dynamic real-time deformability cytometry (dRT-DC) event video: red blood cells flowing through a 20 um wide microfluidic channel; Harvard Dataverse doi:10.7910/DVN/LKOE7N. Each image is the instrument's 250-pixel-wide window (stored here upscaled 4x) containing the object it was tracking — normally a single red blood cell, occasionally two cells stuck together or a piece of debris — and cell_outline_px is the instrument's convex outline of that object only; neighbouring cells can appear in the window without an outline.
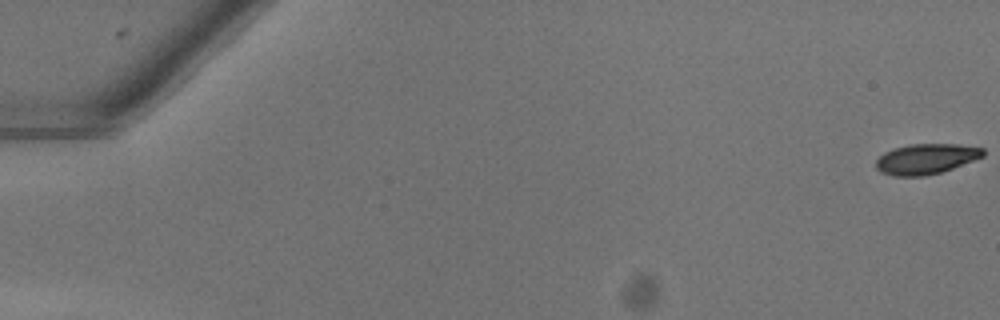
{"species": "common noctule bat (a hibernating species)", "species_latin": "Nyctalus noctula", "temperature_condition": "warm", "stored_images_in_passage": 9, "camera_frame_rate_fps": 3000, "um_per_image_px": 0.085, "animal": {"sex": "female"}, "frame": {"image": 1, "passage_image": 1, "time_ms": 0.0, "image_size_px": [1000, 320], "cell_outline_px": [[984, 156], [952, 168], [940, 172], [924, 176], [892, 176], [880, 172], [876, 168], [876, 160], [884, 152], [896, 148], [912, 144], [956, 144], [984, 148]], "centroid_in_image_um": [78.7, 13.51], "position_along_channel_um": 6.3, "area_um2": 18.79}}